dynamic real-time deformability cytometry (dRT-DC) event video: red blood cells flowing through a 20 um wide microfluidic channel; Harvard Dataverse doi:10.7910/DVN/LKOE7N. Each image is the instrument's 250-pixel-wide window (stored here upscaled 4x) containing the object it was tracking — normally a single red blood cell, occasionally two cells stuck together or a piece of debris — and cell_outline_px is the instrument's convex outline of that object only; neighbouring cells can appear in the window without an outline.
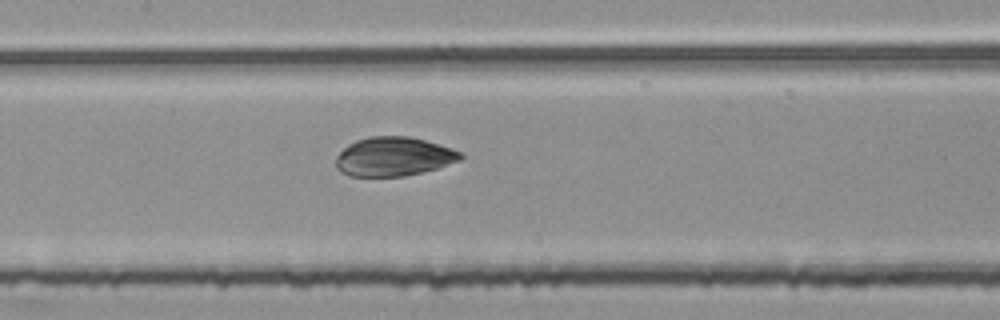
{"species": "common noctule bat (a hibernating species)", "species_latin": "Nyctalus noctula", "temperature_condition": "room temperature", "stored_images_in_passage": 54, "camera_frame_rate_fps": 3000, "um_per_image_px": 0.085, "animal": {"sex": "female", "body_mass_g": 25.1}, "frame": {"image": 1, "passage_image": 26, "time_ms": 8.333, "image_size_px": [1000, 320], "cell_outline_px": [[464, 156], [460, 160], [436, 168], [404, 176], [348, 176], [340, 172], [336, 168], [336, 156], [348, 144], [356, 140], [368, 136], [408, 136], [424, 140], [452, 148], [460, 152]], "centroid_in_image_um": [33.42, 13.3], "position_along_channel_um": 174.0, "area_um2": 28.26}}
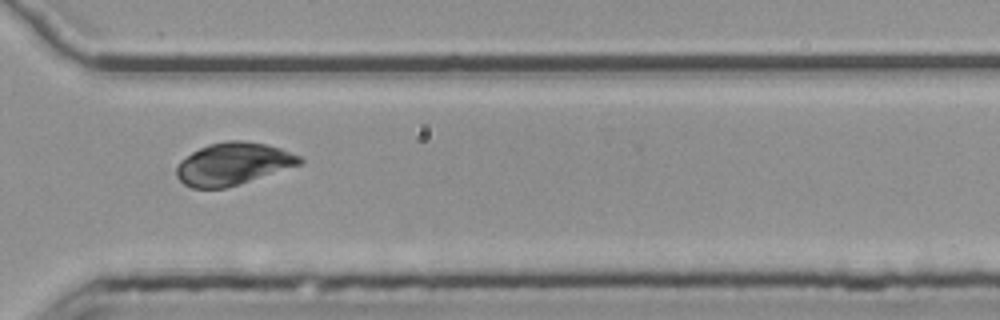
{"frame": {"image": 2, "passage_image": 40, "time_ms": 13.0, "image_size_px": [1000, 320], "cell_outline_px": [[304, 164], [224, 188], [192, 188], [184, 184], [176, 176], [176, 168], [180, 160], [192, 152], [208, 144], [228, 140], [240, 140], [264, 144], [280, 148], [300, 156], [304, 160]], "centroid_in_image_um": [19.81, 13.92], "position_along_channel_um": 350.8, "area_um2": 30.29}}
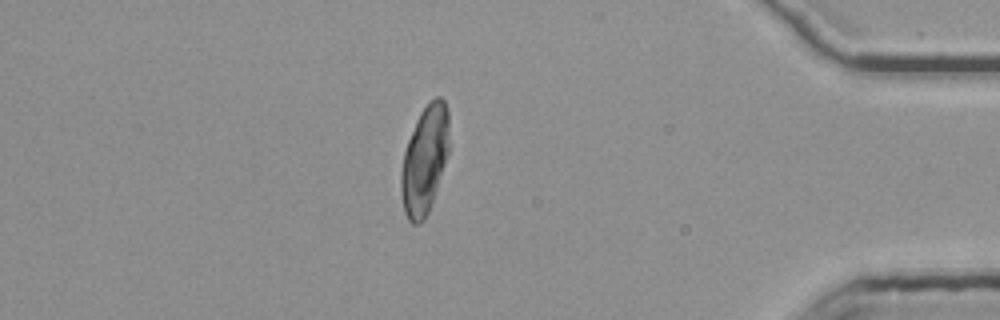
{"frame": {"image": 3, "passage_image": 47, "time_ms": 15.333, "image_size_px": [1000, 320], "cell_outline_px": [[448, 152], [428, 212], [424, 220], [420, 224], [412, 224], [408, 220], [404, 212], [400, 192], [400, 172], [404, 152], [408, 140], [416, 120], [420, 112], [436, 96], [440, 96], [444, 100], [448, 108]], "centroid_in_image_um": [36.06, 13.6], "position_along_channel_um": 399.1, "area_um2": 30.0}}